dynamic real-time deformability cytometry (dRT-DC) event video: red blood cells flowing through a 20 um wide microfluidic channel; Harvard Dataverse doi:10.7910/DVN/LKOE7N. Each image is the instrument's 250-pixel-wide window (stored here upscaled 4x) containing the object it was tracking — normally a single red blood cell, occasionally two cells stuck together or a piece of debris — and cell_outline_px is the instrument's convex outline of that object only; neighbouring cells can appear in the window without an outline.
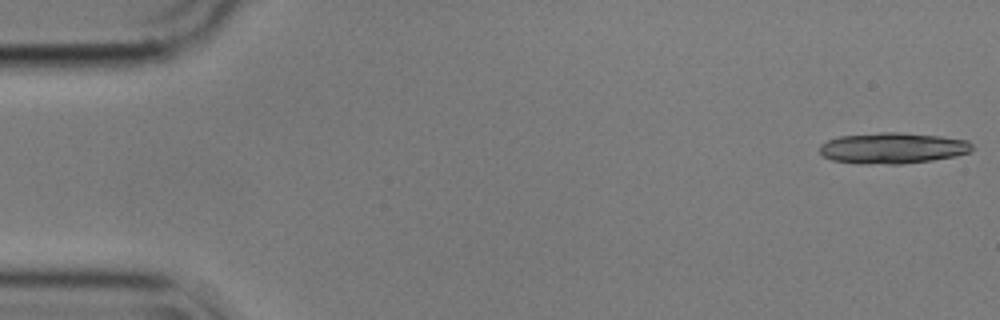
{"species": "common noctule bat (a hibernating species)", "species_latin": "Nyctalus noctula", "temperature_condition": "cold", "stored_images_in_passage": 17, "camera_frame_rate_fps": 3000, "um_per_image_px": 0.085, "animal": {"sex": "male", "body_mass_g": 17.9}, "frame": {"image": 1, "passage_image": 1, "time_ms": 0.0, "image_size_px": [1000, 320], "cell_outline_px": [[972, 148], [968, 152], [956, 156], [932, 160], [900, 164], [860, 164], [832, 160], [824, 156], [820, 152], [820, 144], [828, 140], [840, 136], [880, 132], [900, 132], [940, 136], [968, 140], [972, 144]], "centroid_in_image_um": [75.86, 12.59], "position_along_channel_um": 9.1, "area_um2": 27.57}}